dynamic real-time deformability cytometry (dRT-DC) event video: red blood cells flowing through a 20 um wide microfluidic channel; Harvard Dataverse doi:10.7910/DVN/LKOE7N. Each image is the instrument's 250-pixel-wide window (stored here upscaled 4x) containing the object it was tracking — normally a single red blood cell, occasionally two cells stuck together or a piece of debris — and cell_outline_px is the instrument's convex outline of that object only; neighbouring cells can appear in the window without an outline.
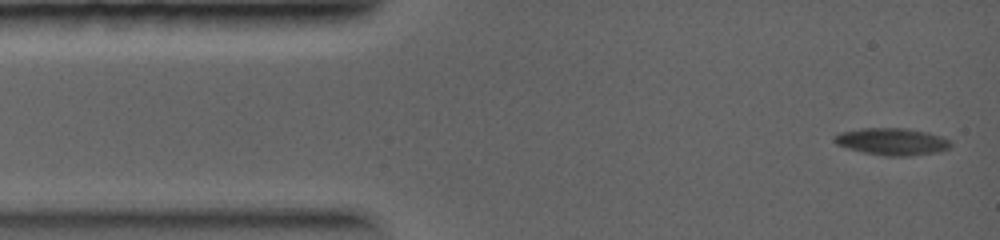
{"species": "common noctule bat (a hibernating species)", "species_latin": "Nyctalus noctula", "temperature_condition": "warm", "stored_images_in_passage": 13, "camera_frame_rate_fps": 5000, "um_per_image_px": 0.085, "animal": {"sex": "female", "body_mass_g": 19.0, "forearm_length_mm": 56.7}, "frame": {"image": 1, "passage_image": 1, "time_ms": 0.0, "image_size_px": [1000, 240], "cell_outline_px": [[952, 144], [948, 148], [936, 152], [908, 156], [884, 156], [864, 152], [848, 148], [836, 144], [832, 140], [832, 136], [840, 132], [860, 128], [904, 128], [928, 132], [944, 136], [952, 140]], "centroid_in_image_um": [75.82, 12.02], "position_along_channel_um": 9.2, "area_um2": 18.55}}
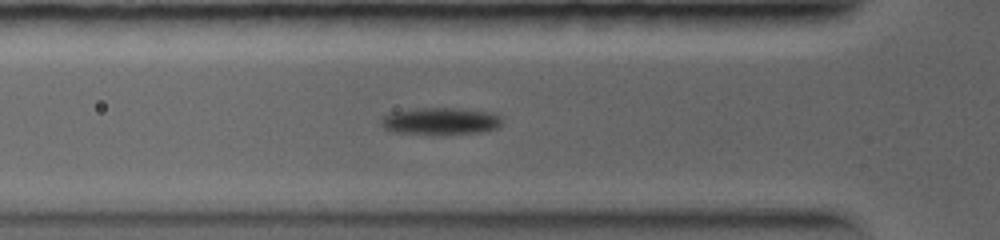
{"frame": {"image": 2, "passage_image": 6, "time_ms": 3.0, "image_size_px": [1000, 240], "cell_outline_px": [[504, 120], [496, 128], [484, 132], [392, 132], [384, 128], [380, 124], [380, 120], [388, 112], [416, 108], [460, 108], [492, 112], [500, 116]], "centroid_in_image_um": [37.44, 10.24], "position_along_channel_um": 88.4, "area_um2": 18.61}}
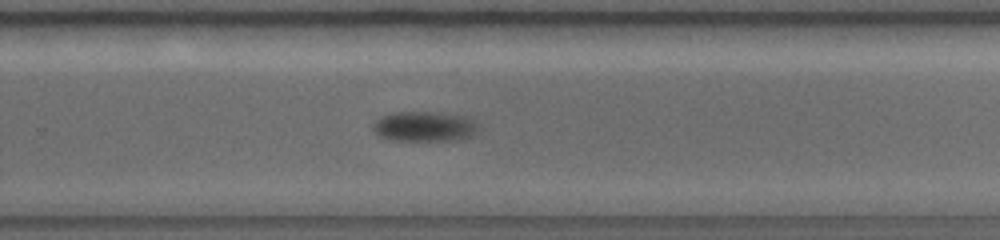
{"frame": {"image": 3, "passage_image": 13, "time_ms": 7.0, "image_size_px": [1000, 240], "cell_outline_px": [[480, 124], [476, 132], [468, 136], [456, 140], [392, 140], [380, 136], [372, 128], [372, 124], [376, 120], [384, 116], [396, 112], [428, 112], [468, 116]], "centroid_in_image_um": [36.1, 10.74], "position_along_channel_um": 293.7, "area_um2": 18.26}}